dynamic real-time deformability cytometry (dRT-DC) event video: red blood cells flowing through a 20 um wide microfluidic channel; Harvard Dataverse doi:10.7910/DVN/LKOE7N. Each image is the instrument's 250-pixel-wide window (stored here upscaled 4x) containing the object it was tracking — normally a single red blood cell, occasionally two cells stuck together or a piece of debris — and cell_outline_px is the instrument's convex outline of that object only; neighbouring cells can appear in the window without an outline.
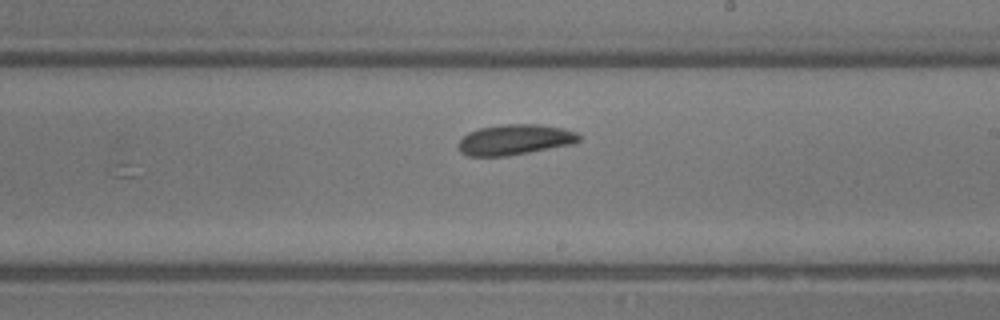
{"species": "common noctule bat (a hibernating species)", "species_latin": "Nyctalus noctula", "temperature_condition": "room temperature", "stored_images_in_passage": 15, "camera_frame_rate_fps": 3000, "um_per_image_px": 0.085, "animal": {"sex": "male", "body_mass_g": 13.3}, "frame": {"image": 1, "passage_image": 15, "time_ms": 4.667, "image_size_px": [1000, 320], "cell_outline_px": [[580, 140], [576, 144], [508, 156], [468, 156], [460, 152], [456, 148], [456, 144], [468, 132], [480, 128], [504, 124], [540, 124], [564, 128], [576, 132], [580, 136]], "centroid_in_image_um": [43.77, 11.88], "position_along_channel_um": 245.2, "area_um2": 21.79}}